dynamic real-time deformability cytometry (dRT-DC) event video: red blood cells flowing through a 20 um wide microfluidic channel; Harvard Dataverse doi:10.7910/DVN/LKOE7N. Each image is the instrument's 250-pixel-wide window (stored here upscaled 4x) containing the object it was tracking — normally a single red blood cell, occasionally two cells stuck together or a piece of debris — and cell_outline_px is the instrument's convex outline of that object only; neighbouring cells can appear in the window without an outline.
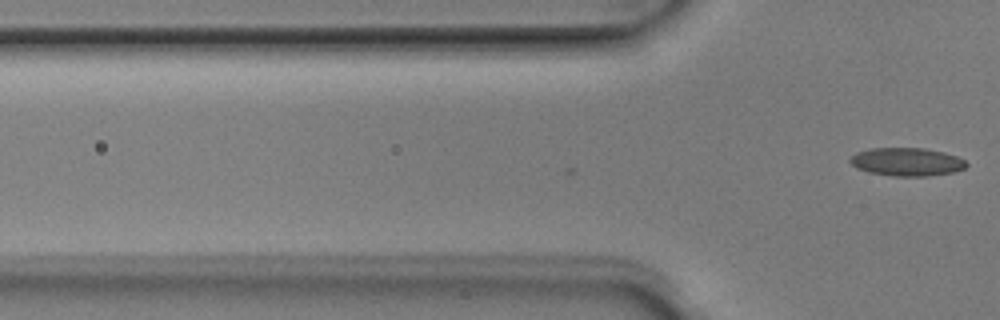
{"species": "Egyptian fruit bat (a non-hibernating species)", "species_latin": "Rousettus aegyptiacus", "temperature_condition": "room temperature", "stored_images_in_passage": 4, "camera_frame_rate_fps": 3000, "um_per_image_px": 0.085, "animal": {"sex": "male"}, "frame": {"image": 1, "passage_image": 4, "time_ms": 1.0, "image_size_px": [1000, 320], "cell_outline_px": [[968, 164], [964, 168], [952, 172], [928, 176], [892, 176], [868, 172], [856, 168], [848, 160], [848, 156], [856, 152], [872, 148], [924, 148], [944, 152], [956, 156], [964, 160]], "centroid_in_image_um": [77.02, 13.75], "position_along_channel_um": 48.8, "area_um2": 19.19}}